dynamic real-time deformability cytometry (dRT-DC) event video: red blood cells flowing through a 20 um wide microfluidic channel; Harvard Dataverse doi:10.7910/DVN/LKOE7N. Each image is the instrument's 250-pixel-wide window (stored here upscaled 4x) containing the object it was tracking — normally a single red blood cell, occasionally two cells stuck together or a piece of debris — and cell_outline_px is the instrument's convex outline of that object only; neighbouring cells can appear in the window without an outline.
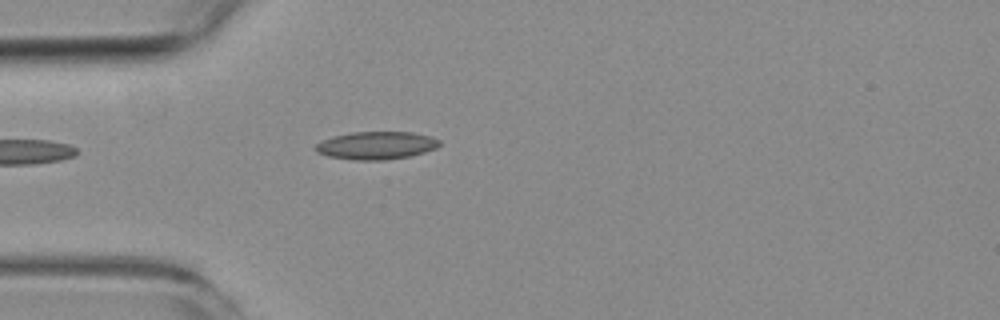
{"species": "common noctule bat (a hibernating species)", "species_latin": "Nyctalus noctula", "temperature_condition": "room temperature", "stored_images_in_passage": 5, "camera_frame_rate_fps": 3000, "um_per_image_px": 0.085, "animal": {"sex": "female", "body_mass_g": 19.3, "forearm_length_mm": 54.1}, "frame": {"image": 1, "passage_image": 5, "time_ms": 8.667, "image_size_px": [1000, 320], "cell_outline_px": [[440, 144], [436, 148], [424, 152], [408, 156], [384, 160], [352, 160], [328, 156], [316, 152], [312, 148], [316, 144], [324, 140], [336, 136], [352, 132], [412, 132], [428, 136], [440, 140]], "centroid_in_image_um": [31.96, 12.37], "position_along_channel_um": 53.0, "area_um2": 19.94}}